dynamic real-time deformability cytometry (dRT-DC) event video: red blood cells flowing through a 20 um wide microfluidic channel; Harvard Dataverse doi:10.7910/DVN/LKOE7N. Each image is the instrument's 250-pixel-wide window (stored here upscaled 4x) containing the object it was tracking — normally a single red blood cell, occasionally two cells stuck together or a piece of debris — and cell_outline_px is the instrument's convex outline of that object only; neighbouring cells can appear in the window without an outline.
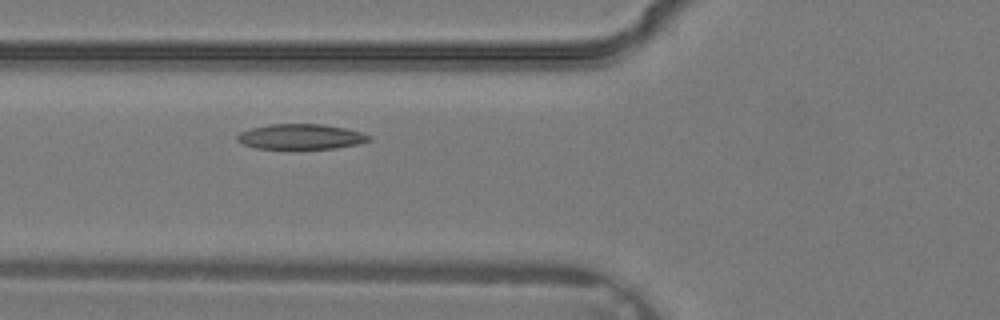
{"species": "common noctule bat (a hibernating species)", "species_latin": "Nyctalus noctula", "temperature_condition": "warm", "stored_images_in_passage": 4, "camera_frame_rate_fps": 3000, "um_per_image_px": 0.085, "animal": {"sex": "male", "body_mass_g": 19.2, "forearm_length_mm": 51.8}, "frame": {"image": 1, "passage_image": 4, "time_ms": 1.0, "image_size_px": [1000, 320], "cell_outline_px": [[372, 140], [356, 144], [336, 148], [256, 148], [244, 144], [236, 140], [236, 136], [240, 132], [252, 128], [272, 124], [324, 124], [364, 132], [372, 136]], "centroid_in_image_um": [25.61, 11.61], "position_along_channel_um": 100.2, "area_um2": 19.25}}